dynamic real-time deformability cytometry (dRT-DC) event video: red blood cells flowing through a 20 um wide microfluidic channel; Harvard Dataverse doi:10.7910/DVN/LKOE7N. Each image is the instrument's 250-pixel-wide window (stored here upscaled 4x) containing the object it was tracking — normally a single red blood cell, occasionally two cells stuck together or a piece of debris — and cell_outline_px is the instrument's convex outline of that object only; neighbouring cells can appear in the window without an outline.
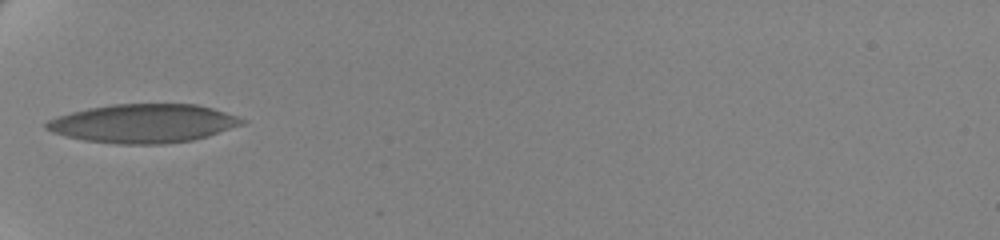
{"species": "human", "species_latin": "Homo sapiens", "temperature_condition": "cold", "stored_images_in_passage": 10, "camera_frame_rate_fps": 3000, "um_per_image_px": 0.085, "donor": {"sex": "female"}, "frame": {"image": 1, "passage_image": 1, "time_ms": 0.0, "image_size_px": [1000, 240], "cell_outline_px": [[248, 120], [244, 124], [208, 136], [192, 140], [164, 144], [116, 144], [84, 140], [64, 136], [52, 132], [44, 128], [44, 124], [48, 120], [56, 116], [88, 108], [112, 104], [196, 104], [212, 108]], "centroid_in_image_um": [12.16, 10.49], "position_along_channel_um": 72.8, "area_um2": 44.22}}
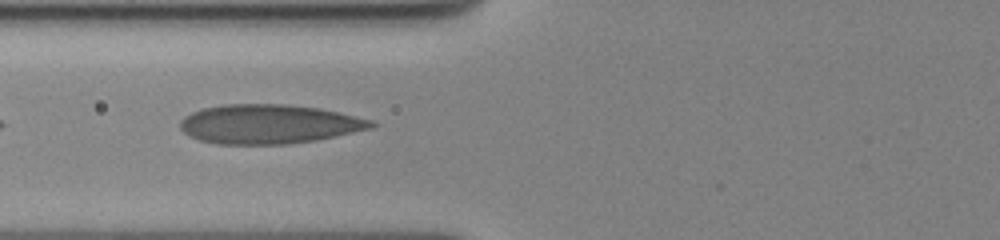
{"frame": {"image": 2, "passage_image": 4, "time_ms": 1.0, "image_size_px": [1000, 240], "cell_outline_px": [[380, 124], [372, 128], [316, 140], [288, 144], [216, 144], [200, 140], [188, 136], [180, 128], [180, 120], [184, 116], [192, 112], [204, 108], [224, 104], [284, 104], [316, 108], [336, 112], [372, 120]], "centroid_in_image_um": [22.83, 10.55], "position_along_channel_um": 103.0, "area_um2": 43.58}}
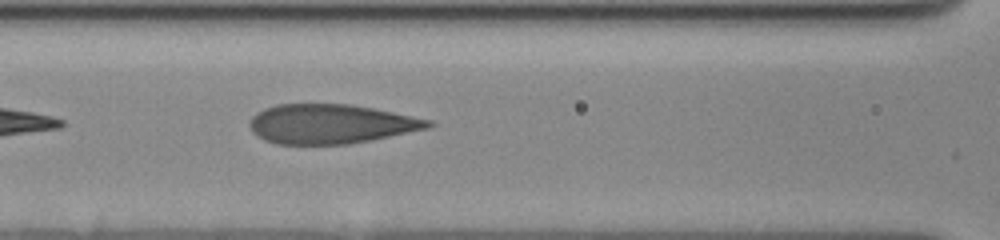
{"frame": {"image": 3, "passage_image": 7, "time_ms": 2.0, "image_size_px": [1000, 240], "cell_outline_px": [[436, 124], [428, 128], [348, 144], [276, 144], [264, 140], [256, 136], [252, 132], [248, 124], [252, 116], [256, 112], [264, 108], [276, 104], [348, 104], [372, 108], [432, 120]], "centroid_in_image_um": [28.05, 10.53], "position_along_channel_um": 138.5, "area_um2": 40.92}}